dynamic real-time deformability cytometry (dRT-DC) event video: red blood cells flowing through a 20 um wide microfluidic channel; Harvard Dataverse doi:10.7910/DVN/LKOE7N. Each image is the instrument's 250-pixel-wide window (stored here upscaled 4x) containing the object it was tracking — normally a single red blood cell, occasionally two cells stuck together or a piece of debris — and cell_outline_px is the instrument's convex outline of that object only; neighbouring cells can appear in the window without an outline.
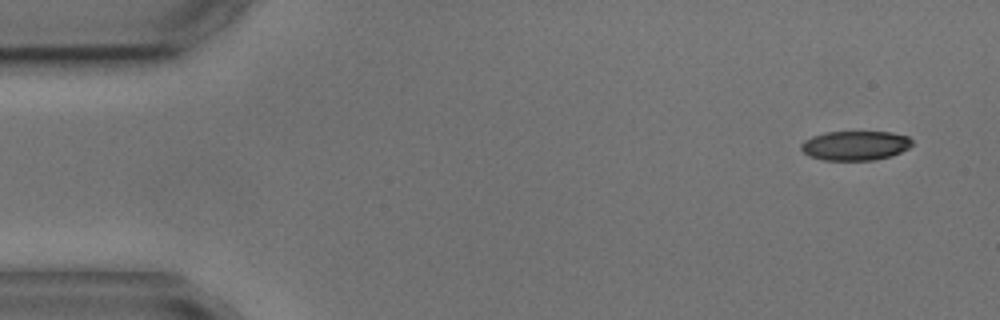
{"species": "common noctule bat (a hibernating species)", "species_latin": "Nyctalus noctula", "temperature_condition": "cold", "stored_images_in_passage": 6, "camera_frame_rate_fps": 3000, "um_per_image_px": 0.085, "animal": {"sex": "male", "body_mass_g": 17.9, "forearm_length_mm": 54.2}, "frame": {"image": 1, "passage_image": 1, "time_ms": 0.0, "image_size_px": [1000, 320], "cell_outline_px": [[912, 144], [908, 148], [892, 156], [872, 160], [824, 160], [808, 156], [800, 148], [800, 144], [804, 140], [812, 136], [824, 132], [892, 132], [908, 136], [912, 140]], "centroid_in_image_um": [72.68, 12.37], "position_along_channel_um": 12.3, "area_um2": 19.13}}
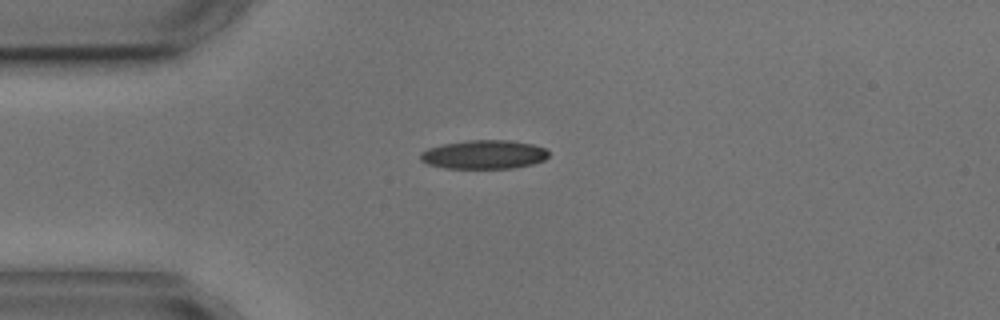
{"frame": {"image": 2, "passage_image": 4, "time_ms": 3.333, "image_size_px": [1000, 320], "cell_outline_px": [[548, 156], [544, 160], [532, 164], [512, 168], [444, 168], [428, 164], [420, 160], [420, 152], [428, 148], [444, 144], [468, 140], [508, 140], [532, 144], [544, 148], [548, 152]], "centroid_in_image_um": [41.12, 13.13], "position_along_channel_um": 43.9, "area_um2": 21.44}}
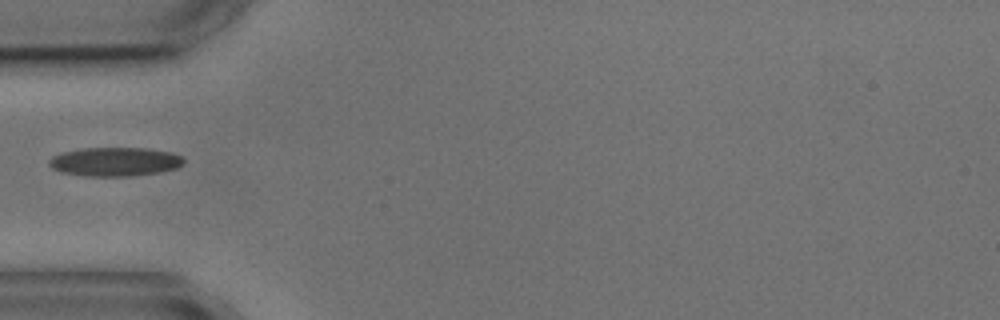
{"frame": {"image": 3, "passage_image": 5, "time_ms": 4.667, "image_size_px": [1000, 320], "cell_outline_px": [[184, 164], [176, 168], [160, 172], [132, 176], [88, 176], [60, 172], [52, 168], [48, 164], [48, 160], [52, 156], [60, 152], [84, 148], [148, 148], [172, 152], [180, 156], [184, 160]], "centroid_in_image_um": [9.75, 13.74], "position_along_channel_um": 75.2, "area_um2": 22.83}}